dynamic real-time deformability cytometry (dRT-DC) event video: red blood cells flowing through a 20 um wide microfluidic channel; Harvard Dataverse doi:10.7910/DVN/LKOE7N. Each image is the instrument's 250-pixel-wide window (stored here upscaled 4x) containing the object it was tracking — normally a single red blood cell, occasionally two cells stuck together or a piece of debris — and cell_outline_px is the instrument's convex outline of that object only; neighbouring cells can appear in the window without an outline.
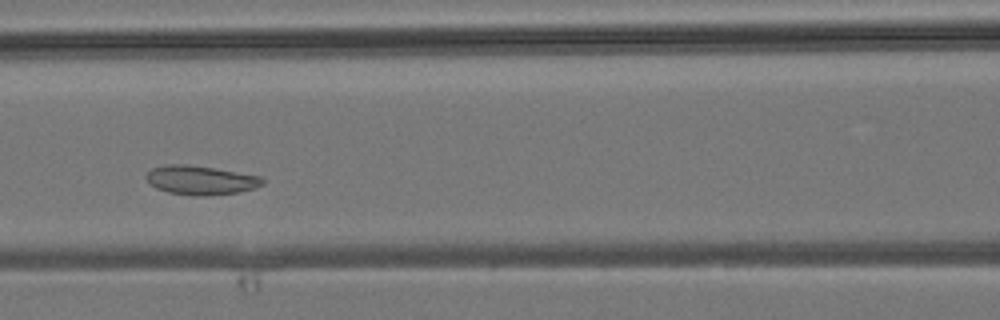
{"species": "common noctule bat (a hibernating species)", "species_latin": "Nyctalus noctula", "temperature_condition": "room temperature", "stored_images_in_passage": 5, "camera_frame_rate_fps": 3000, "um_per_image_px": 0.085, "animal": {"sex": "male", "body_mass_g": 19.2, "forearm_length_mm": 51.8}, "frame": {"image": 1, "passage_image": 5, "time_ms": 4.333, "image_size_px": [1000, 320], "cell_outline_px": [[264, 184], [256, 188], [240, 192], [208, 196], [192, 196], [168, 192], [156, 188], [144, 176], [152, 168], [164, 164], [188, 164], [264, 176]], "centroid_in_image_um": [17.1, 15.31], "position_along_channel_um": 149.5, "area_um2": 20.0}}